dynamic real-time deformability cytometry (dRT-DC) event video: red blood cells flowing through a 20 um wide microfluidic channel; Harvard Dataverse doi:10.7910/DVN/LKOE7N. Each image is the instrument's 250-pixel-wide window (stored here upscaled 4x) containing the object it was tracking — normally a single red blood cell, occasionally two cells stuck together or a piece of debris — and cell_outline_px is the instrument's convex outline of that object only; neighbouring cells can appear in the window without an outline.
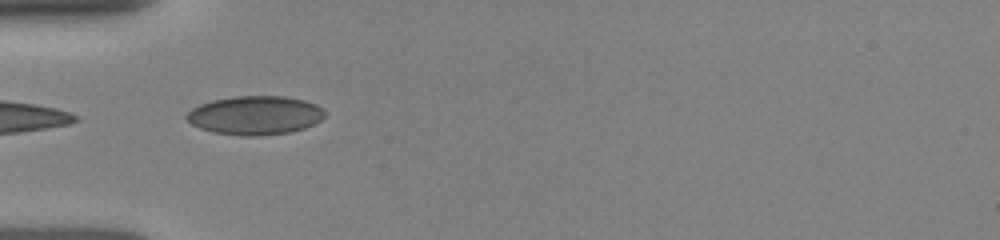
{"species": "human", "species_latin": "Homo sapiens", "temperature_condition": "room temperature", "stored_images_in_passage": 14, "segment_of_instrument_passage": [2, 2], "camera_frame_rate_fps": 3000, "um_per_image_px": 0.085, "donor": {"sex": "female"}, "frame": {"image": 1, "passage_image": 7, "time_ms": 5.0, "image_size_px": [1000, 240], "cell_outline_px": [[324, 116], [320, 120], [304, 128], [288, 132], [256, 136], [244, 136], [212, 132], [200, 128], [192, 124], [184, 116], [192, 108], [200, 104], [212, 100], [236, 96], [284, 96], [304, 100], [316, 104], [324, 112]], "centroid_in_image_um": [21.65, 9.8], "position_along_channel_um": 63.4, "area_um2": 31.04}}
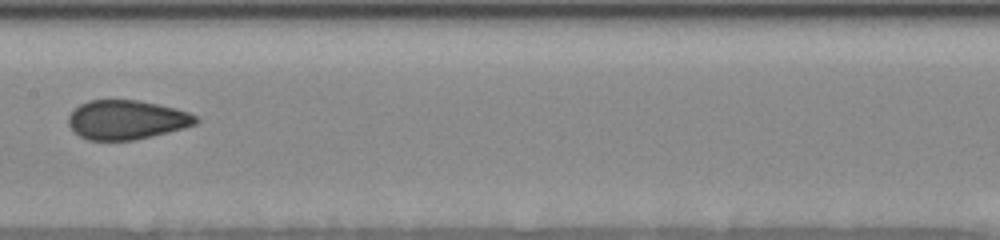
{"frame": {"image": 2, "passage_image": 11, "time_ms": 8.333, "image_size_px": [1000, 240], "cell_outline_px": [[200, 120], [196, 124], [184, 128], [136, 140], [88, 140], [80, 136], [68, 124], [68, 116], [80, 104], [88, 100], [136, 100], [176, 108], [188, 112], [196, 116]], "centroid_in_image_um": [10.78, 10.18], "position_along_channel_um": 196.6, "area_um2": 29.02}}
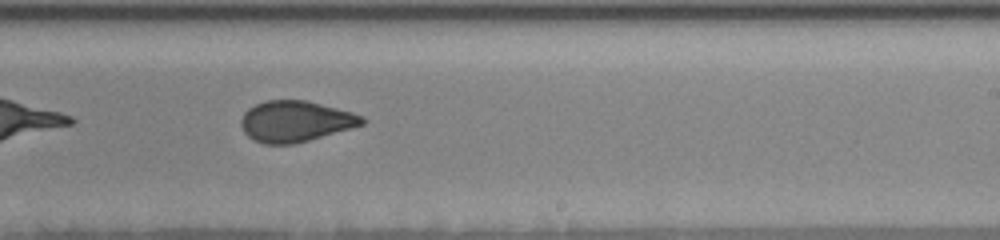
{"frame": {"image": 3, "passage_image": 13, "time_ms": 10.0, "image_size_px": [1000, 240], "cell_outline_px": [[364, 124], [308, 140], [292, 144], [264, 144], [252, 140], [244, 132], [240, 124], [240, 120], [244, 112], [248, 108], [264, 100], [308, 100], [352, 112], [364, 116]], "centroid_in_image_um": [25.07, 10.3], "position_along_channel_um": 263.9, "area_um2": 28.9}}